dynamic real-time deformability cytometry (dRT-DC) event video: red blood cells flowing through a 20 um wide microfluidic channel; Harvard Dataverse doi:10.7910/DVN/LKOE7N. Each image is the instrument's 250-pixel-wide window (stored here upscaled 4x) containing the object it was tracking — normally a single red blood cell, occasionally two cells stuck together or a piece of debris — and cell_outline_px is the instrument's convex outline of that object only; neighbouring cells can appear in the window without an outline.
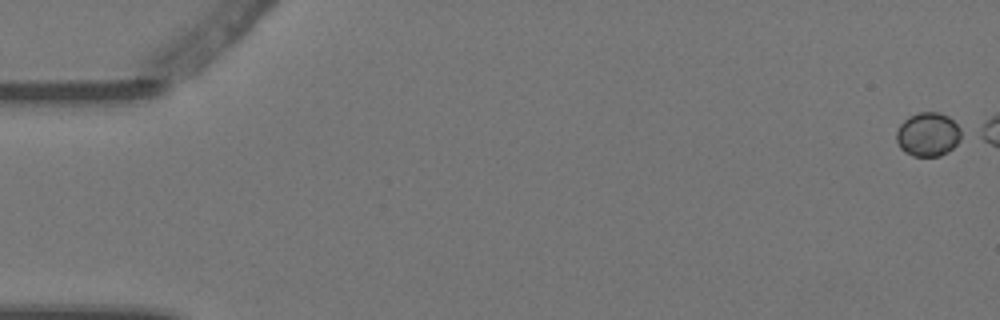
{"species": "Egyptian fruit bat (a non-hibernating species)", "species_latin": "Rousettus aegyptiacus", "temperature_condition": "warm", "stored_images_in_passage": 8, "camera_frame_rate_fps": 3000, "um_per_image_px": 0.085, "animal": {"sex": "female"}, "frame": {"image": 1, "passage_image": 1, "time_ms": 0.0, "image_size_px": [1000, 320], "cell_outline_px": [[968, 136], [948, 152], [940, 156], [912, 156], [904, 152], [900, 148], [896, 140], [896, 132], [900, 124], [908, 116], [920, 112], [940, 112], [948, 116], [968, 132]], "centroid_in_image_um": [78.98, 11.42], "position_along_channel_um": 6.0, "area_um2": 17.46}}
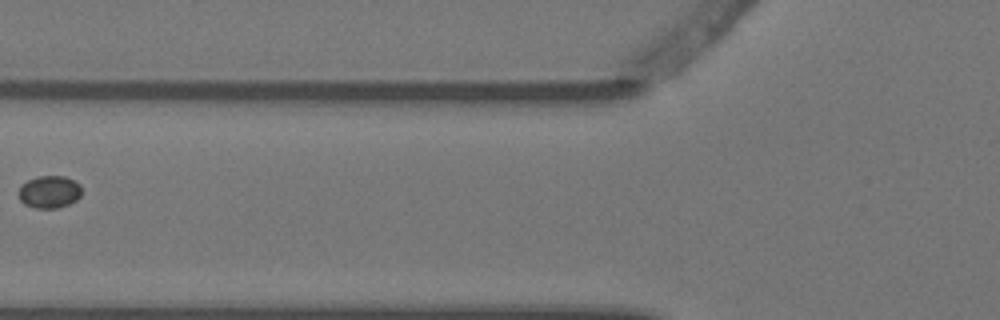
{"frame": {"image": 2, "passage_image": 7, "time_ms": 2.0, "image_size_px": [1000, 320], "cell_outline_px": [[80, 196], [76, 200], [60, 208], [36, 208], [24, 204], [20, 200], [16, 192], [28, 180], [36, 176], [64, 176], [80, 184]], "centroid_in_image_um": [4.17, 16.32], "position_along_channel_um": 121.6, "area_um2": 11.91}}
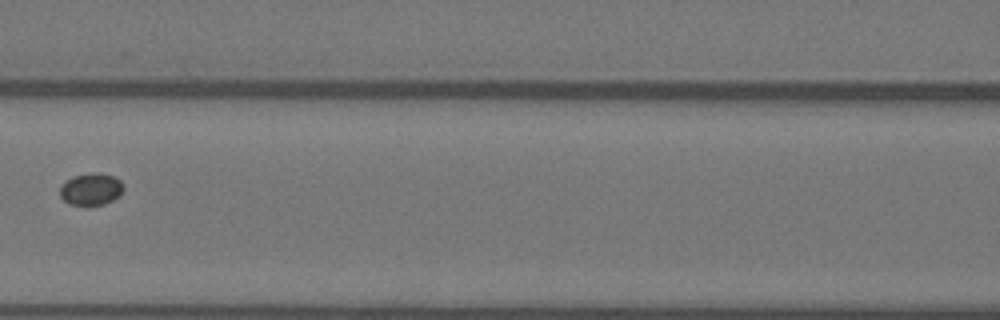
{"frame": {"image": 3, "passage_image": 8, "time_ms": 2.333, "image_size_px": [1000, 320], "cell_outline_px": [[124, 188], [120, 196], [104, 204], [68, 204], [60, 196], [60, 184], [72, 176], [96, 172], [112, 176], [120, 180], [124, 184]], "centroid_in_image_um": [7.73, 16.06], "position_along_channel_um": 158.9, "area_um2": 11.85}}